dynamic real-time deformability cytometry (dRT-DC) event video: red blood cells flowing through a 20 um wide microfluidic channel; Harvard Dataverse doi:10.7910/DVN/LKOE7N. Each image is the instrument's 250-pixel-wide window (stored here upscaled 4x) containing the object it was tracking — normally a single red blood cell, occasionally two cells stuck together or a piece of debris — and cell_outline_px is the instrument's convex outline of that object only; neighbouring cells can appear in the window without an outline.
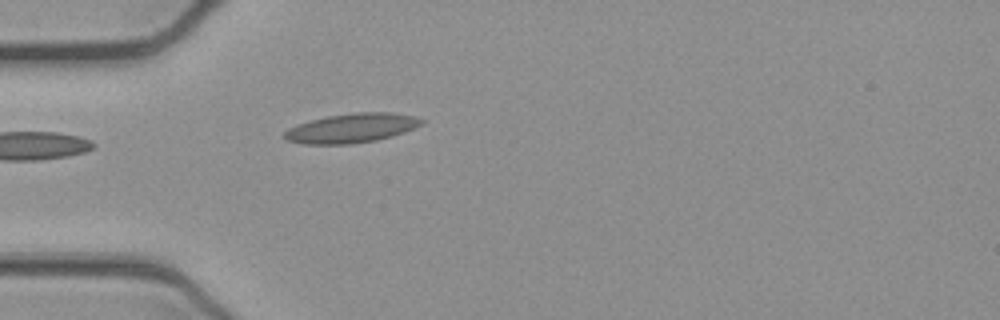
{"species": "common noctule bat (a hibernating species)", "species_latin": "Nyctalus noctula", "temperature_condition": "cold", "stored_images_in_passage": 21, "camera_frame_rate_fps": 3000, "um_per_image_px": 0.085, "animal": {"sex": "female", "body_mass_g": 21.9}, "frame": {"image": 1, "passage_image": 1, "time_ms": 0.0, "image_size_px": [1000, 320], "cell_outline_px": [[424, 120], [420, 124], [404, 132], [392, 136], [376, 140], [348, 144], [304, 144], [288, 140], [284, 136], [284, 132], [288, 128], [296, 124], [328, 116], [356, 112], [392, 112], [412, 116]], "centroid_in_image_um": [29.85, 10.89], "position_along_channel_um": 55.1, "area_um2": 23.12}}
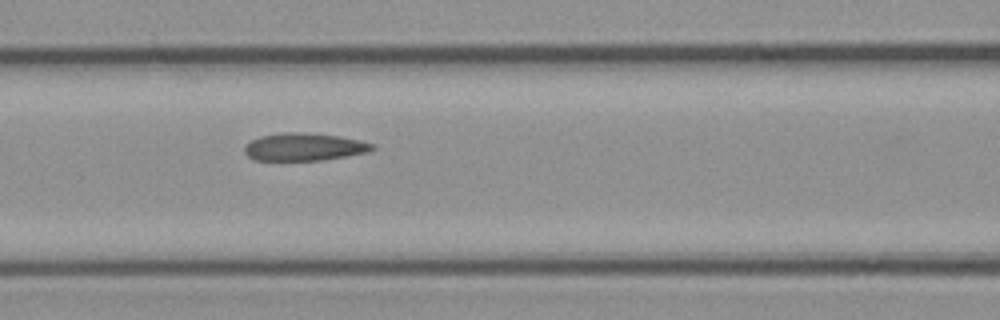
{"frame": {"image": 2, "passage_image": 8, "time_ms": 2.333, "image_size_px": [1000, 320], "cell_outline_px": [[376, 148], [368, 152], [320, 160], [252, 160], [244, 152], [244, 144], [260, 136], [284, 132], [300, 132], [340, 136], [360, 140], [376, 144]], "centroid_in_image_um": [25.84, 12.48], "position_along_channel_um": 140.8, "area_um2": 20.63}}
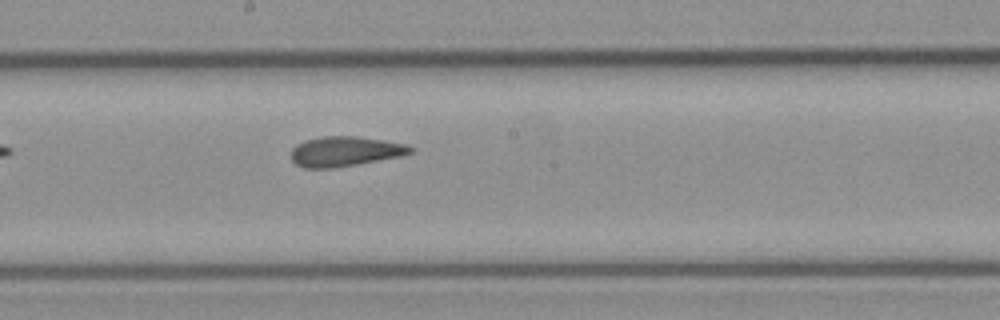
{"frame": {"image": 3, "passage_image": 14, "time_ms": 4.333, "image_size_px": [1000, 320], "cell_outline_px": [[412, 152], [400, 156], [356, 164], [332, 168], [304, 168], [296, 164], [292, 160], [292, 148], [296, 144], [304, 140], [324, 136], [356, 136], [384, 140], [404, 144], [412, 148]], "centroid_in_image_um": [29.28, 12.86], "position_along_channel_um": 218.9, "area_um2": 20.58}}